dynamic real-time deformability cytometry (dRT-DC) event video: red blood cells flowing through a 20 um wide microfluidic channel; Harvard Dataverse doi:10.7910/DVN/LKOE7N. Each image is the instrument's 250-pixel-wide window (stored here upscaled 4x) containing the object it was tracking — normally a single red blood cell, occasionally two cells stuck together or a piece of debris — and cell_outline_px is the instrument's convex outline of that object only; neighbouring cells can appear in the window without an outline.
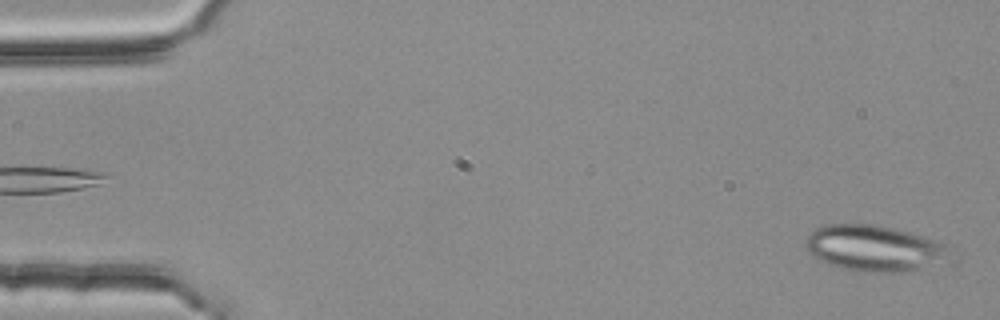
{"species": "common noctule bat (a hibernating species)", "species_latin": "Nyctalus noctula", "temperature_condition": "room temperature", "stored_images_in_passage": 4, "segment_of_instrument_passage": [2, 2], "camera_frame_rate_fps": 3000, "um_per_image_px": 0.085, "animal": {"sex": "female", "body_mass_g": 25.1}, "frame": {"image": 1, "passage_image": 4, "time_ms": 1.0, "image_size_px": [1000, 320], "cell_outline_px": [[956, 248], [952, 264], [908, 272], [864, 272], [840, 268], [820, 260], [812, 256], [808, 252], [804, 244], [804, 240], [816, 228], [828, 224], [872, 224], [892, 228], [908, 232], [948, 244]], "centroid_in_image_um": [74.51, 21.14], "position_along_channel_um": 10.5, "area_um2": 40.11}}